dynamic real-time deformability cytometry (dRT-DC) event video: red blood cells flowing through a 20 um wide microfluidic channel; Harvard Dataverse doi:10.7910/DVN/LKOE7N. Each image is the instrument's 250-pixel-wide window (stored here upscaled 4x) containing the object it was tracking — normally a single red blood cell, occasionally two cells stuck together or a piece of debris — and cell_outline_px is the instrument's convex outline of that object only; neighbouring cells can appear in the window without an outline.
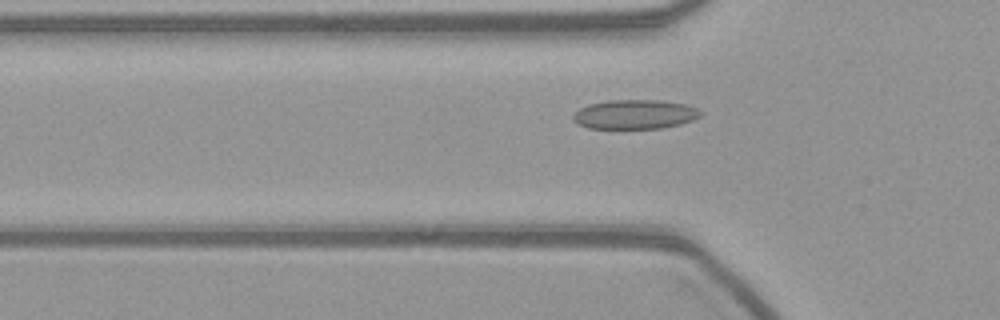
{"species": "common noctule bat (a hibernating species)", "species_latin": "Nyctalus noctula", "temperature_condition": "warm", "stored_images_in_passage": 55, "camera_frame_rate_fps": 3000, "um_per_image_px": 0.085, "animal": {"sex": "female", "body_mass_g": 21.9}, "frame": {"image": 1, "passage_image": 17, "time_ms": 5.333, "image_size_px": [1000, 320], "cell_outline_px": [[704, 112], [700, 116], [692, 120], [680, 124], [660, 128], [588, 128], [572, 120], [572, 116], [580, 108], [588, 104], [608, 100], [660, 100], [684, 104], [696, 108]], "centroid_in_image_um": [53.96, 9.71], "position_along_channel_um": 71.8, "area_um2": 21.68}}
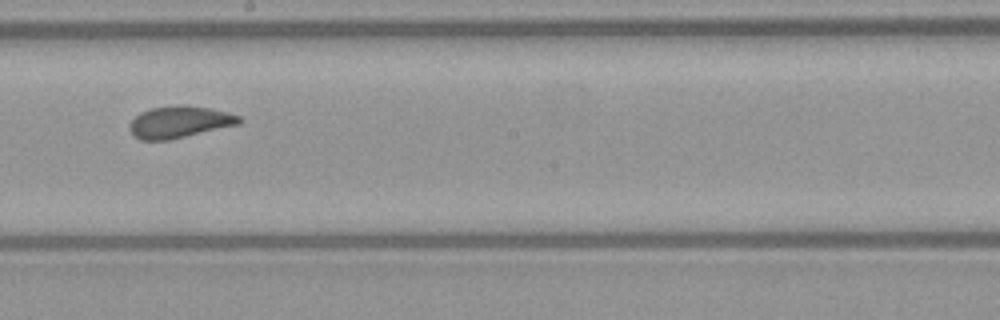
{"frame": {"image": 2, "passage_image": 30, "time_ms": 9.667, "image_size_px": [1000, 320], "cell_outline_px": [[244, 120], [240, 124], [168, 140], [140, 140], [132, 136], [128, 128], [128, 124], [140, 112], [152, 108], [208, 108], [228, 112], [240, 116]], "centroid_in_image_um": [15.23, 10.42], "position_along_channel_um": 233.0, "area_um2": 19.65}}
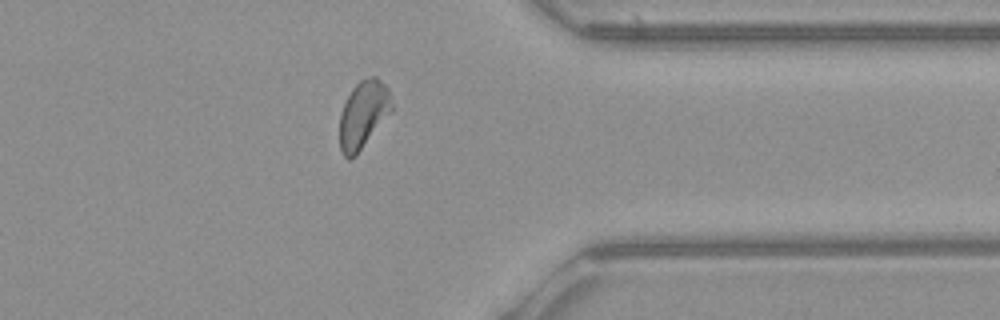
{"frame": {"image": 3, "passage_image": 43, "time_ms": 14.0, "image_size_px": [1000, 320], "cell_outline_px": [[392, 112], [356, 156], [348, 160], [344, 156], [340, 148], [340, 112], [352, 88], [360, 80], [368, 76], [376, 76], [388, 88], [392, 104]], "centroid_in_image_um": [30.89, 9.74], "position_along_channel_um": 380.5, "area_um2": 20.63}}